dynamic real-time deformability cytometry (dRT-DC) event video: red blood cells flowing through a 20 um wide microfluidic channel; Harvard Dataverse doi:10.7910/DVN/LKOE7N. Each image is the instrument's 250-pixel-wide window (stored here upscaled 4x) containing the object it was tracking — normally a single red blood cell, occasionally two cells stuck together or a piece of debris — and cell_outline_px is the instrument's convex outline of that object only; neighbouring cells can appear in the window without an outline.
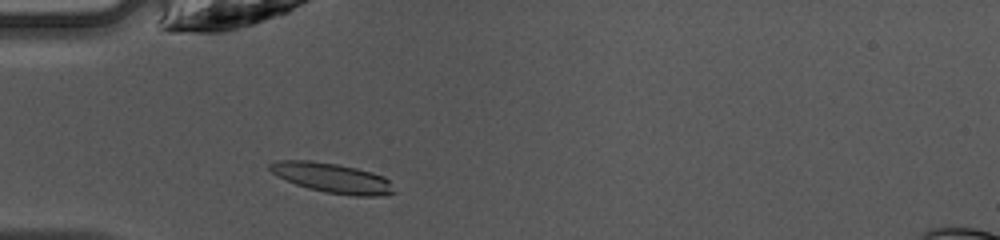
{"species": "common noctule bat (a hibernating species)", "species_latin": "Nyctalus noctula", "temperature_condition": "warm", "stored_images_in_passage": 7, "camera_frame_rate_fps": 3000, "um_per_image_px": 0.085, "animal": {"sex": "female", "body_mass_g": 10.0, "forearm_length_mm": 53.1}, "frame": {"image": 1, "passage_image": 5, "time_ms": 1.333, "image_size_px": [1000, 240], "cell_outline_px": [[396, 192], [380, 196], [356, 196], [328, 192], [308, 188], [296, 184], [272, 172], [268, 168], [268, 164], [280, 160], [308, 160], [336, 164], [356, 168], [372, 172], [384, 176], [388, 180]], "centroid_in_image_um": [28.27, 15.12], "position_along_channel_um": 56.7, "area_um2": 21.21}}